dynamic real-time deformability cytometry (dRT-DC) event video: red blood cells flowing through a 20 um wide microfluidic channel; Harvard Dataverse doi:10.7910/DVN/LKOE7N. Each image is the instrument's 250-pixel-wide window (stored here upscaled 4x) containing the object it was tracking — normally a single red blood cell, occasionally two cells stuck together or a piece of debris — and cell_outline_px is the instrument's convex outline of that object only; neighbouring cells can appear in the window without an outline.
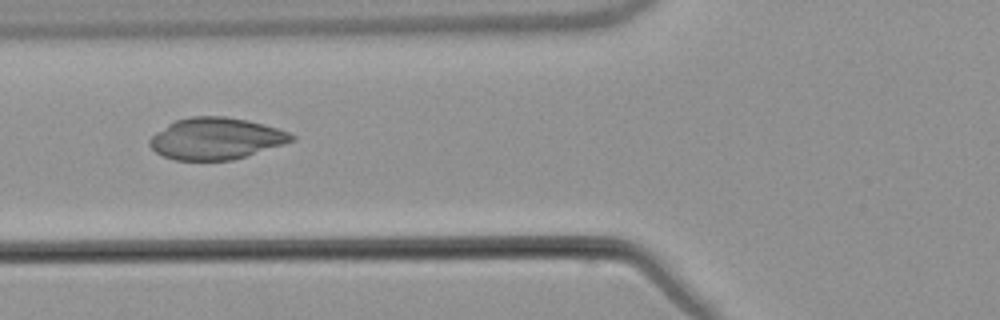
{"species": "common noctule bat (a hibernating species)", "species_latin": "Nyctalus noctula", "temperature_condition": "warm", "stored_images_in_passage": 8, "camera_frame_rate_fps": 3000, "um_per_image_px": 0.085, "animal": {"sex": "male", "body_mass_g": 21.5, "forearm_length_mm": 52.0}, "frame": {"image": 1, "passage_image": 5, "time_ms": 6.0, "image_size_px": [1000, 320], "cell_outline_px": [[296, 140], [284, 144], [232, 160], [176, 160], [164, 156], [156, 152], [148, 144], [148, 140], [156, 132], [168, 124], [176, 120], [192, 116], [224, 116], [248, 120], [264, 124], [288, 132], [296, 136]], "centroid_in_image_um": [18.35, 11.77], "position_along_channel_um": 107.4, "area_um2": 34.33}}
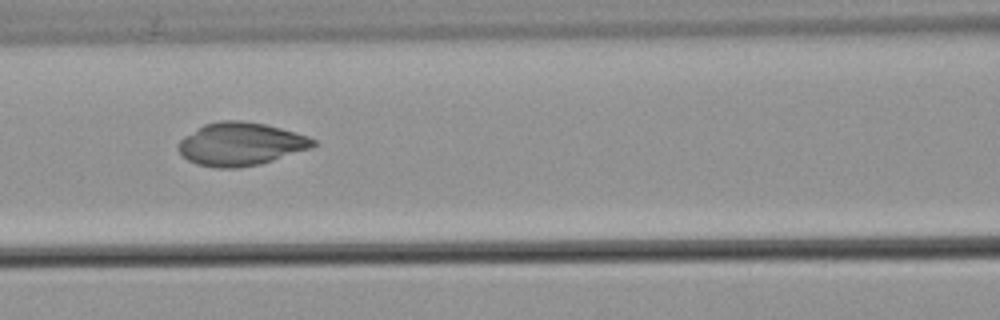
{"frame": {"image": 2, "passage_image": 6, "time_ms": 7.0, "image_size_px": [1000, 320], "cell_outline_px": [[316, 144], [312, 148], [260, 164], [240, 168], [216, 168], [196, 164], [188, 160], [176, 148], [176, 144], [184, 136], [196, 128], [204, 124], [220, 120], [244, 120], [264, 124], [280, 128], [308, 136], [316, 140]], "centroid_in_image_um": [20.43, 12.24], "position_along_channel_um": 146.2, "area_um2": 34.04}}